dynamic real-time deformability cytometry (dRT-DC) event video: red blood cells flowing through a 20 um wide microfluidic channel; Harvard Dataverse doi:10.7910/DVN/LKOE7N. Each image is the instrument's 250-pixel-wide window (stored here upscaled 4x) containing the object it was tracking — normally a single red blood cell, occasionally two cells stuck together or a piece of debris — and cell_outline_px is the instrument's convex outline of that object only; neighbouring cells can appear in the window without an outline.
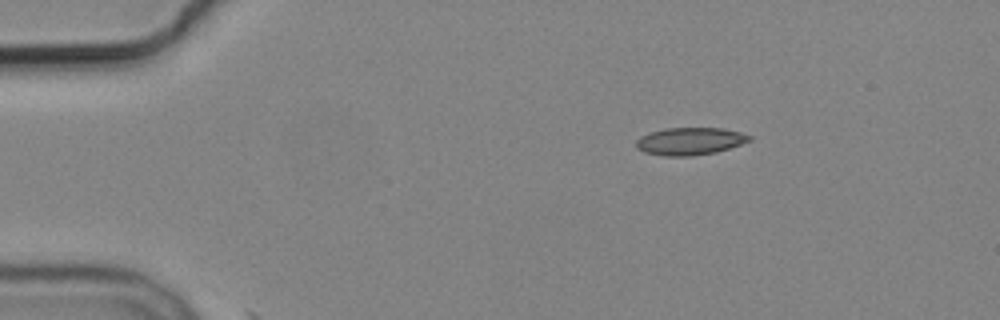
{"species": "common noctule bat (a hibernating species)", "species_latin": "Nyctalus noctula", "temperature_condition": "cold", "stored_images_in_passage": 5, "camera_frame_rate_fps": 3000, "um_per_image_px": 0.085, "animal": {"sex": "male", "body_mass_g": 19.2, "forearm_length_mm": 51.8}, "frame": {"image": 1, "passage_image": 5, "time_ms": 5.333, "image_size_px": [1000, 320], "cell_outline_px": [[752, 140], [716, 152], [692, 156], [664, 156], [644, 152], [636, 148], [636, 140], [640, 136], [664, 128], [724, 128], [740, 132], [752, 136]], "centroid_in_image_um": [58.64, 12.0], "position_along_channel_um": 26.4, "area_um2": 18.15}}